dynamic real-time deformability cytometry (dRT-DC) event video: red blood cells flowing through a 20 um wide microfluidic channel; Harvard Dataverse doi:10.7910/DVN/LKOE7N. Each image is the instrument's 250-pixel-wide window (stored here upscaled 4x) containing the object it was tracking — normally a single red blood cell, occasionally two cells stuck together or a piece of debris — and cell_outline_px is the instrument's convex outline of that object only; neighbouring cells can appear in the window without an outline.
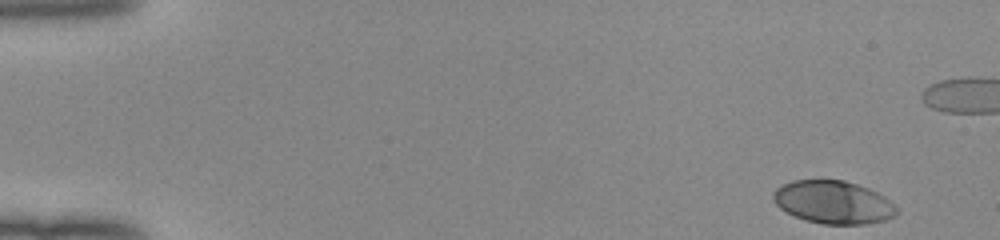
{"species": "human", "species_latin": "Homo sapiens", "temperature_condition": "room temperature", "stored_images_in_passage": 44, "camera_frame_rate_fps": 3000, "um_per_image_px": 0.085, "donor": {"sex": "female"}, "frame": {"image": 1, "passage_image": 1, "time_ms": 0.0, "image_size_px": [1000, 240], "cell_outline_px": [[896, 216], [884, 220], [864, 224], [824, 224], [804, 220], [780, 208], [776, 204], [772, 196], [772, 192], [776, 188], [792, 180], [844, 180], [868, 188], [884, 196], [896, 208]], "centroid_in_image_um": [70.8, 17.19], "position_along_channel_um": 14.2, "area_um2": 30.63}}
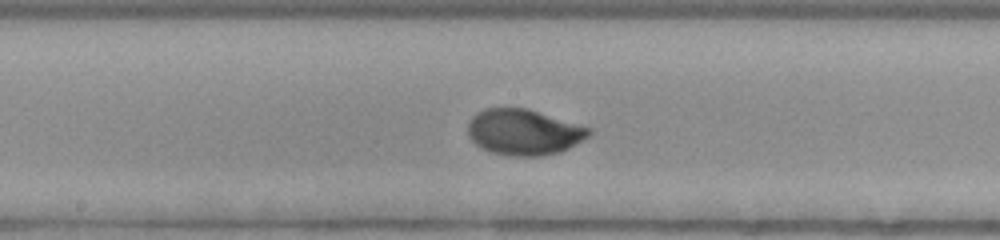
{"frame": {"image": 2, "passage_image": 26, "time_ms": 8.333, "image_size_px": [1000, 240], "cell_outline_px": [[592, 132], [588, 136], [568, 148], [560, 152], [540, 156], [508, 156], [492, 152], [476, 144], [468, 136], [468, 124], [472, 116], [476, 112], [484, 108], [528, 108], [592, 128]], "centroid_in_image_um": [44.52, 11.22], "position_along_channel_um": 203.7, "area_um2": 32.37}}
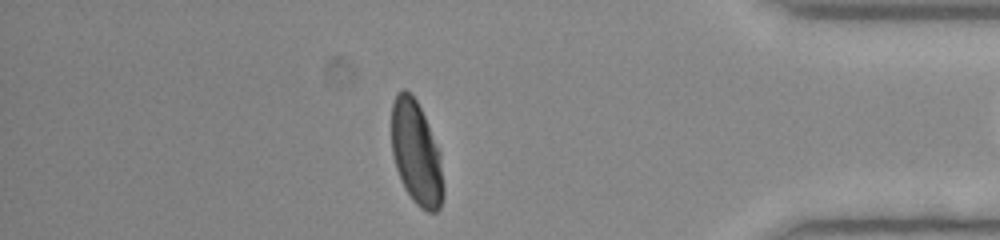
{"frame": {"image": 3, "passage_image": 43, "time_ms": 14.0, "image_size_px": [1000, 240], "cell_outline_px": [[444, 196], [440, 208], [436, 212], [428, 212], [420, 208], [412, 200], [404, 188], [396, 168], [392, 152], [392, 104], [396, 92], [404, 88], [412, 92], [424, 116], [440, 152], [444, 188]], "centroid_in_image_um": [35.39, 13.03], "position_along_channel_um": 399.8, "area_um2": 31.56}}